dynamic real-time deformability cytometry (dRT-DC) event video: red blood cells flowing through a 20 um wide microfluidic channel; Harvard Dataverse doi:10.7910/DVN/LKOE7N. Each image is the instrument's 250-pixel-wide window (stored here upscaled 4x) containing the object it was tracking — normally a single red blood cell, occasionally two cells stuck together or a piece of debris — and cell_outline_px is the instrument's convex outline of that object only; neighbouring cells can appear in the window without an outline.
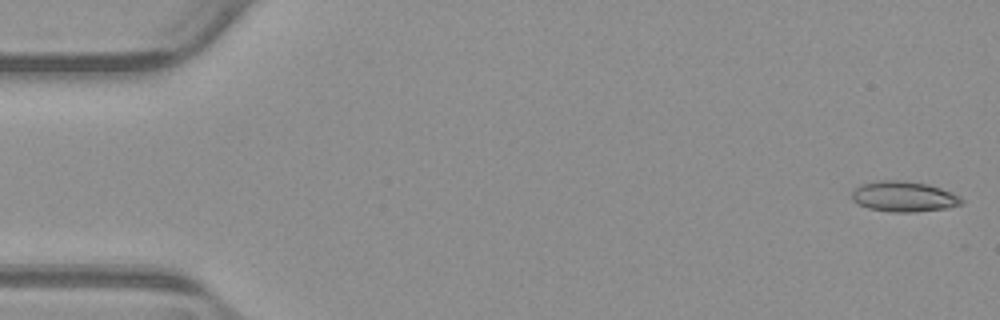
{"species": "common noctule bat (a hibernating species)", "species_latin": "Nyctalus noctula", "temperature_condition": "warm", "stored_images_in_passage": 53, "camera_frame_rate_fps": 3000, "um_per_image_px": 0.085, "animal": {"sex": "male", "body_mass_g": 23.1, "forearm_length_mm": 52.7}, "frame": {"image": 1, "passage_image": 1, "time_ms": 0.0, "image_size_px": [1000, 320], "cell_outline_px": [[964, 200], [960, 204], [948, 208], [912, 212], [892, 212], [868, 208], [852, 200], [852, 192], [860, 184], [880, 180], [904, 180], [928, 184], [952, 192], [960, 196]], "centroid_in_image_um": [76.83, 16.7], "position_along_channel_um": 8.2, "area_um2": 19.48}}
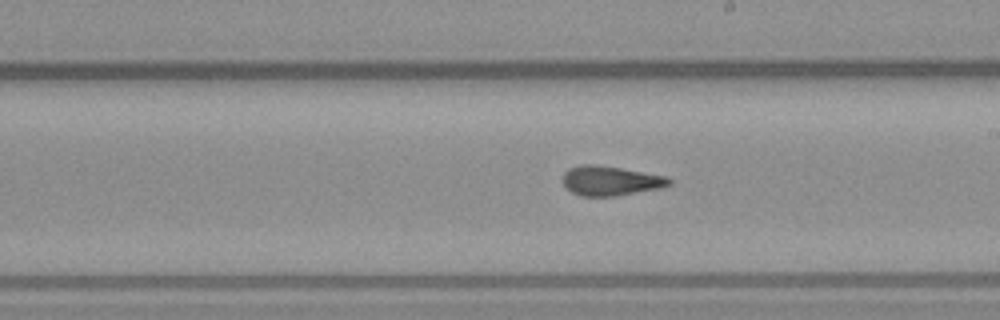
{"frame": {"image": 2, "passage_image": 30, "time_ms": 9.667, "image_size_px": [1000, 320], "cell_outline_px": [[672, 184], [660, 188], [616, 196], [580, 196], [572, 192], [564, 184], [564, 172], [568, 168], [580, 164], [596, 164], [620, 168], [664, 176], [672, 180]], "centroid_in_image_um": [51.88, 15.36], "position_along_channel_um": 237.1, "area_um2": 18.21}}
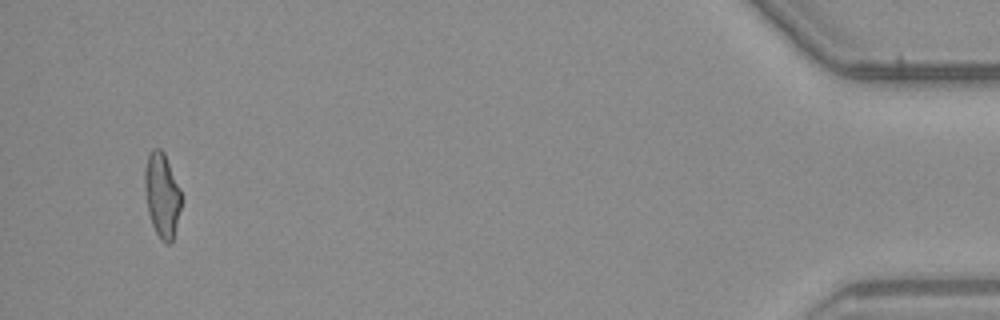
{"frame": {"image": 3, "passage_image": 51, "time_ms": 16.667, "image_size_px": [1000, 320], "cell_outline_px": [[180, 208], [172, 240], [168, 244], [164, 244], [160, 240], [152, 224], [148, 212], [144, 188], [144, 168], [148, 156], [152, 148], [160, 148], [164, 152], [180, 188]], "centroid_in_image_um": [13.74, 16.56], "position_along_channel_um": 421.5, "area_um2": 17.86}, "authors_computed_cell_mechanics": {"area_um2": 18.496, "velocity_mm_per_s": 3.8695, "shape_relaxation_time_tau1_ms": 5.223, "shape_relaxation_time_tau2_ms": 1.4766, "deformation_change_tau1": 0.1516, "deformation_change_tau2": 0.0953}}